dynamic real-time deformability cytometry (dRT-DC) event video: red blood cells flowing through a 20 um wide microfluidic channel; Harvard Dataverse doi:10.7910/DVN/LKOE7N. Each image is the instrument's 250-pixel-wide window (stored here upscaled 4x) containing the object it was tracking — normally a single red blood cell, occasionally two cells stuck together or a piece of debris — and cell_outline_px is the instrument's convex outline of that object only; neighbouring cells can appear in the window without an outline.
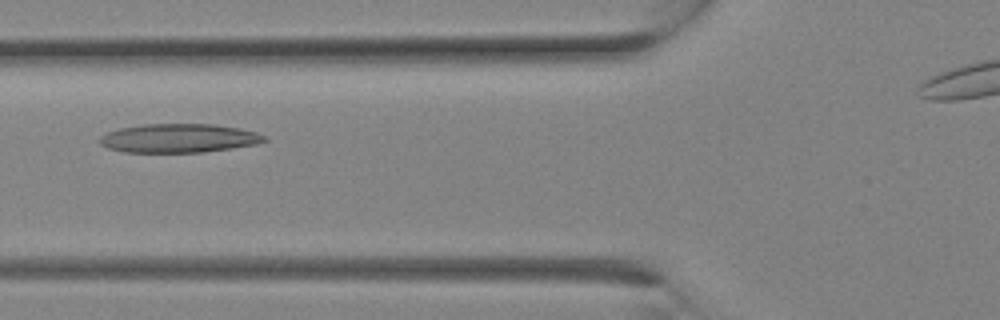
{"species": "Egyptian fruit bat (a non-hibernating species)", "species_latin": "Rousettus aegyptiacus", "temperature_condition": "room temperature", "stored_images_in_passage": 20, "camera_frame_rate_fps": 3000, "um_per_image_px": 0.085, "animal": {"sex": "female"}, "frame": {"image": 1, "passage_image": 5, "time_ms": 1.333, "image_size_px": [1000, 320], "cell_outline_px": [[268, 140], [256, 144], [232, 148], [204, 152], [124, 152], [108, 148], [100, 144], [100, 136], [108, 132], [120, 128], [144, 124], [212, 124], [240, 128], [256, 132], [264, 136]], "centroid_in_image_um": [15.2, 11.75], "position_along_channel_um": 110.6, "area_um2": 27.57}}
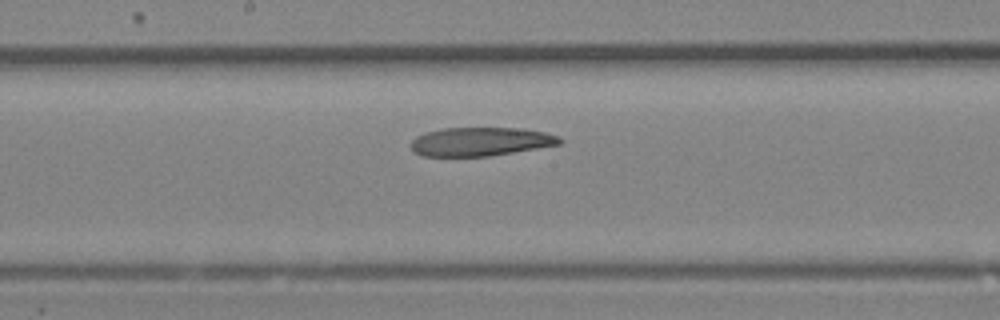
{"frame": {"image": 2, "passage_image": 9, "time_ms": 2.667, "image_size_px": [1000, 320], "cell_outline_px": [[564, 140], [560, 144], [488, 156], [420, 156], [412, 152], [412, 140], [416, 136], [424, 132], [440, 128], [520, 128], [544, 132], [560, 136]], "centroid_in_image_um": [40.81, 12.03], "position_along_channel_um": 207.4, "area_um2": 24.91}}
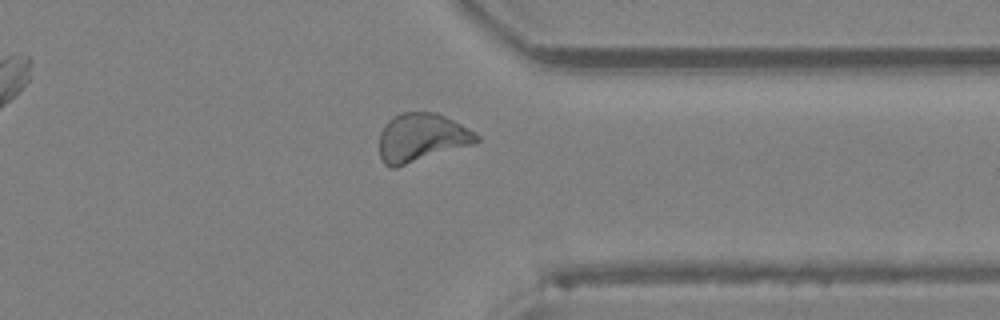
{"frame": {"image": 3, "passage_image": 16, "time_ms": 5.0, "image_size_px": [1000, 320], "cell_outline_px": [[480, 140], [476, 144], [396, 168], [392, 168], [384, 164], [380, 160], [380, 132], [388, 120], [400, 112], [436, 112], [460, 124], [480, 136]], "centroid_in_image_um": [35.83, 11.72], "position_along_channel_um": 375.6, "area_um2": 27.69}}